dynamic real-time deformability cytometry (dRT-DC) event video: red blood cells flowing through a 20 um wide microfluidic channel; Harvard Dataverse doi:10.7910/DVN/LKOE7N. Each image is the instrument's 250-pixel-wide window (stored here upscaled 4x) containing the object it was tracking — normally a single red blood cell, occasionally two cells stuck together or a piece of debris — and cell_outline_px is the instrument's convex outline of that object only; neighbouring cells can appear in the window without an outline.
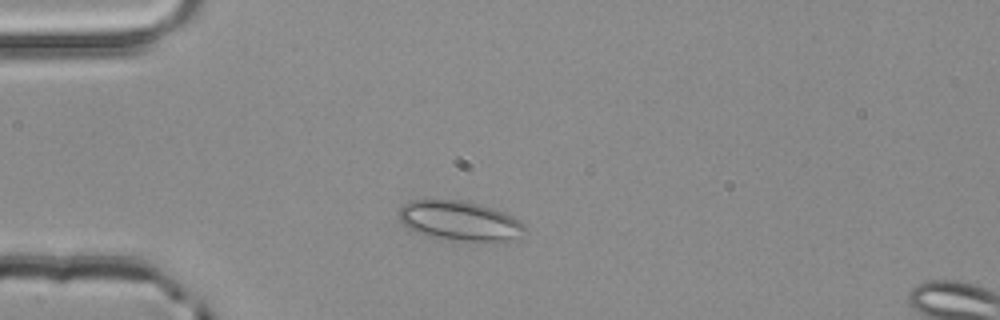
{"species": "common noctule bat (a hibernating species)", "species_latin": "Nyctalus noctula", "temperature_condition": "room temperature", "stored_images_in_passage": 3, "segment_of_instrument_passage": [1, 2], "camera_frame_rate_fps": 3000, "um_per_image_px": 0.085, "animal": {"sex": "male", "body_mass_g": 20.4}, "frame": {"image": 1, "passage_image": 2, "time_ms": 0.333, "image_size_px": [1000, 320], "cell_outline_px": [[524, 228], [520, 240], [460, 240], [428, 236], [416, 232], [408, 228], [400, 220], [400, 208], [404, 204], [412, 200], [464, 200], [480, 204], [504, 212], [512, 216], [524, 224]], "centroid_in_image_um": [39.09, 18.76], "position_along_channel_um": 45.9, "area_um2": 28.73}}